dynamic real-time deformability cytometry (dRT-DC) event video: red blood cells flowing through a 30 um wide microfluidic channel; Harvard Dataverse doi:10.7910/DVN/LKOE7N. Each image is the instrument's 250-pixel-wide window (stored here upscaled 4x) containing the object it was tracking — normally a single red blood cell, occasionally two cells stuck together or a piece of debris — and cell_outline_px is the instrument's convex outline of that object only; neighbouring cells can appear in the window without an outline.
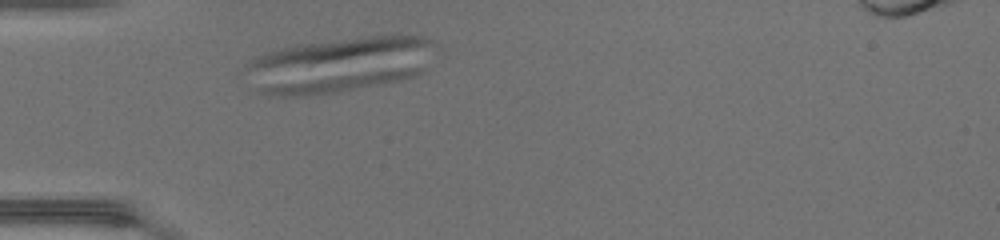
{"species": "common noctule bat (a hibernating species)", "species_latin": "Nyctalus noctula", "temperature_condition": "warm", "stored_images_in_passage": 25, "segment_of_instrument_passage": [1, 2], "camera_frame_rate_fps": 3000, "um_per_image_px": 0.085, "animal": {"sex": "female", "body_mass_g": 17.0, "forearm_length_mm": 48.0}, "frame": {"image": 1, "passage_image": 1, "time_ms": 0.0, "image_size_px": [1000, 240], "cell_outline_px": [[416, 72], [412, 76], [400, 80], [340, 92], [304, 96], [268, 96], [264, 92], [264, 88], [348, 72]], "centroid_in_image_um": [28.53, 7.1], "position_along_channel_um": 56.5, "area_um2": 14.39}}